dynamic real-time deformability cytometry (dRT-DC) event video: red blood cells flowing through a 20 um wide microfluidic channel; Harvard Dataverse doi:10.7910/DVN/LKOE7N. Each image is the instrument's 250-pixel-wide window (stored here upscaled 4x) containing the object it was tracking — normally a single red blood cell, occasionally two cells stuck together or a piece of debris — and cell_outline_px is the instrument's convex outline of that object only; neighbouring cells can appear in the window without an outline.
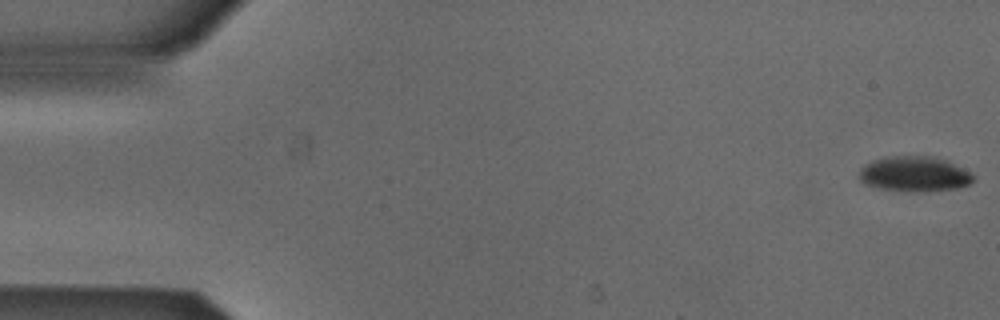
{"species": "Egyptian fruit bat (a non-hibernating species)", "species_latin": "Rousettus aegyptiacus", "temperature_condition": "cold", "stored_images_in_passage": 53, "camera_frame_rate_fps": 3000, "um_per_image_px": 0.085, "animal": {"sex": "male"}, "frame": {"image": 1, "passage_image": 1, "time_ms": 0.0, "image_size_px": [1000, 320], "cell_outline_px": [[972, 180], [968, 184], [956, 188], [928, 192], [908, 192], [880, 188], [864, 184], [860, 180], [860, 168], [864, 164], [872, 160], [892, 156], [928, 156], [944, 160], [968, 172], [972, 176]], "centroid_in_image_um": [77.65, 14.81], "position_along_channel_um": 7.4, "area_um2": 23.12}}
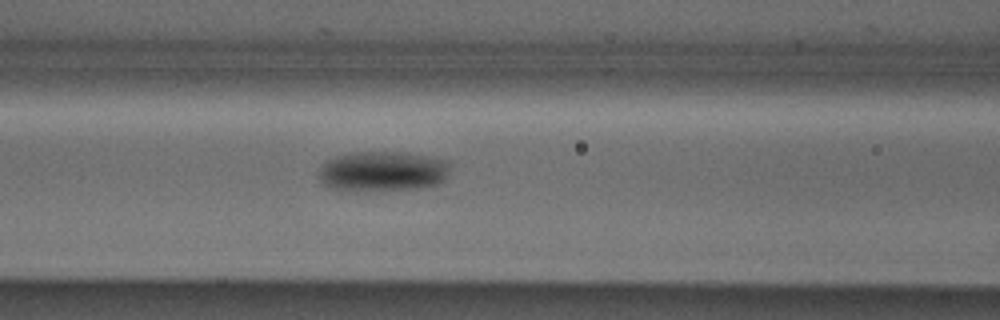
{"frame": {"image": 2, "passage_image": 22, "time_ms": 7.0, "image_size_px": [1000, 320], "cell_outline_px": [[452, 160], [448, 176], [440, 184], [424, 188], [364, 192], [348, 192], [328, 188], [320, 180], [320, 168], [328, 160], [336, 156], [352, 152], [408, 152]], "centroid_in_image_um": [32.59, 14.58], "position_along_channel_um": 134.0, "area_um2": 31.91}}
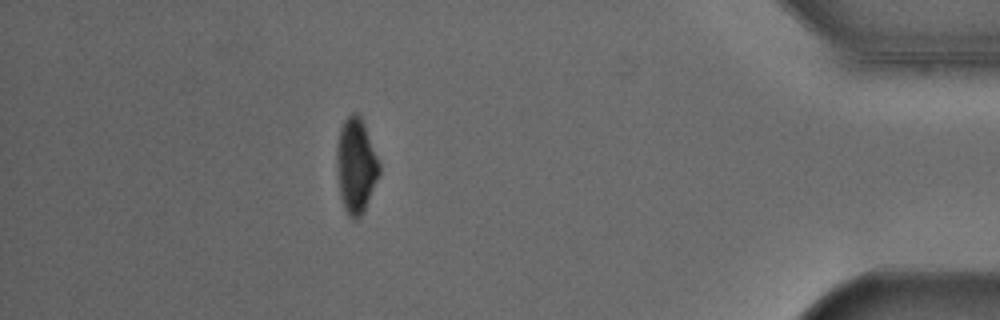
{"frame": {"image": 3, "passage_image": 47, "time_ms": 15.333, "image_size_px": [1000, 320], "cell_outline_px": [[380, 172], [364, 212], [356, 220], [352, 220], [348, 216], [344, 208], [340, 196], [336, 164], [336, 148], [340, 128], [344, 120], [352, 112], [360, 112], [380, 164]], "centroid_in_image_um": [30.25, 14.06], "position_along_channel_um": 405.0, "area_um2": 23.81}, "authors_computed_cell_mechanics": {"area_um2": 26.2412, "velocity_mm_per_s": 3.8644, "shape_relaxation_time_tau1_ms": 4.3097, "shape_relaxation_time_tau2_ms": null, "deformation_change_tau1": 0.0915, "deformation_change_tau2": null}}